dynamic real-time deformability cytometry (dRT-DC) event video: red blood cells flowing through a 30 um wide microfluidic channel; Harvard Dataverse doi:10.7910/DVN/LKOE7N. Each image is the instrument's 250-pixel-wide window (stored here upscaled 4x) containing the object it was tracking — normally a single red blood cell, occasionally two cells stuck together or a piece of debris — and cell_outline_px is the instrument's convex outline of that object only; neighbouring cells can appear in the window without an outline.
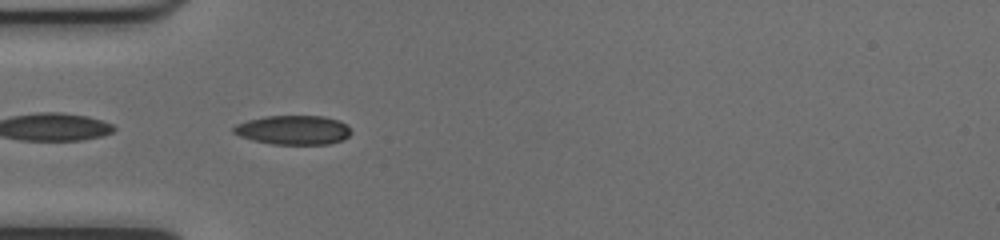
{"species": "common noctule bat (a hibernating species)", "species_latin": "Nyctalus noctula", "temperature_condition": "cold", "stored_images_in_passage": 22, "camera_frame_rate_fps": 3000, "um_per_image_px": 0.085, "animal": {"sex": "female", "body_mass_g": 17.0, "forearm_length_mm": 48.0}, "frame": {"image": 1, "passage_image": 1, "time_ms": 0.0, "image_size_px": [1000, 240], "cell_outline_px": [[352, 132], [344, 140], [328, 144], [272, 144], [252, 140], [240, 136], [232, 132], [232, 128], [236, 124], [248, 120], [264, 116], [324, 116], [340, 120]], "centroid_in_image_um": [24.92, 11.05], "position_along_channel_um": 60.1, "area_um2": 20.06}}
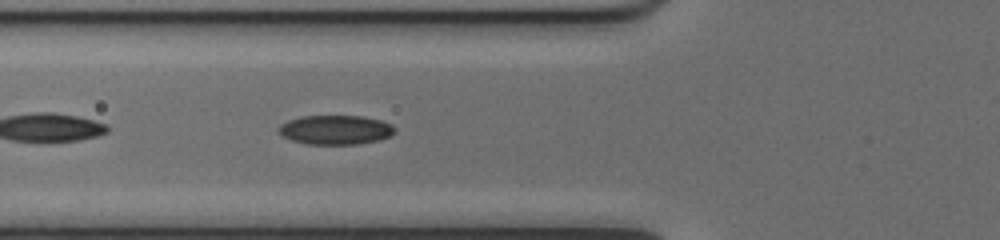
{"frame": {"image": 2, "passage_image": 4, "time_ms": 1.0, "image_size_px": [1000, 240], "cell_outline_px": [[396, 132], [392, 136], [380, 140], [360, 144], [308, 144], [292, 140], [276, 132], [276, 128], [280, 124], [288, 120], [300, 116], [364, 116], [380, 120], [392, 124], [396, 128]], "centroid_in_image_um": [28.54, 11.03], "position_along_channel_um": 97.3, "area_um2": 20.17}}
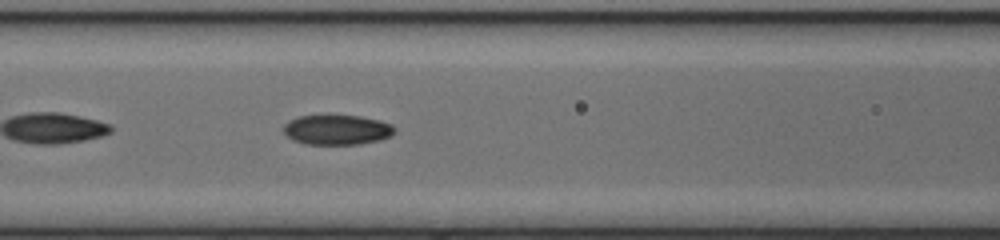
{"frame": {"image": 3, "passage_image": 7, "time_ms": 2.0, "image_size_px": [1000, 240], "cell_outline_px": [[396, 132], [392, 136], [380, 140], [360, 144], [304, 144], [292, 140], [284, 132], [284, 124], [288, 120], [300, 116], [328, 112], [360, 116], [380, 120], [392, 124], [396, 128]], "centroid_in_image_um": [28.65, 10.98], "position_along_channel_um": 137.9, "area_um2": 20.35}}